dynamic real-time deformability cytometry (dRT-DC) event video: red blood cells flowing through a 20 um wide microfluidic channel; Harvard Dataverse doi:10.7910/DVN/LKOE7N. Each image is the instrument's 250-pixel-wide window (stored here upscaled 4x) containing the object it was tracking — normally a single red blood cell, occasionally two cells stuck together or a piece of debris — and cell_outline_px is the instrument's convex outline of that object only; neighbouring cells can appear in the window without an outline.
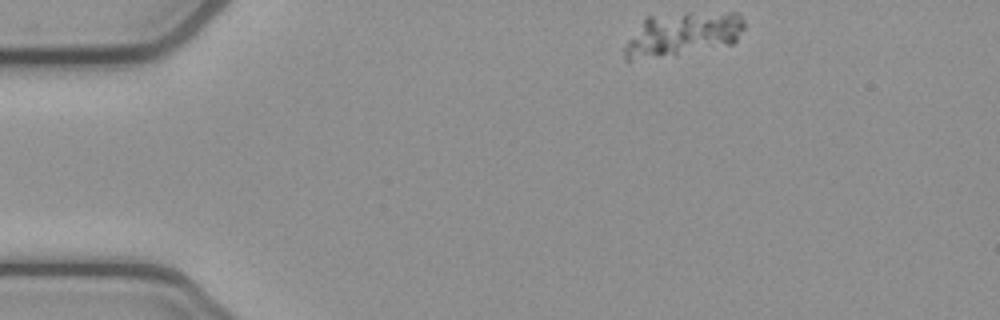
{"species": "common noctule bat (a hibernating species)", "species_latin": "Nyctalus noctula", "temperature_condition": "cold", "stored_images_in_passage": 46, "camera_frame_rate_fps": 3000, "um_per_image_px": 0.085, "animal": {"sex": "female", "body_mass_g": 21.9}, "frame": {"image": 1, "passage_image": 1, "time_ms": 0.0, "image_size_px": [1000, 320], "cell_outline_px": [[744, 28], [736, 40], [732, 44], [632, 60], [624, 60], [624, 48], [628, 40], [644, 20], [648, 16], [688, 12], [736, 12], [744, 20]], "centroid_in_image_um": [58.05, 2.85], "position_along_channel_um": 27.0, "area_um2": 29.82}}
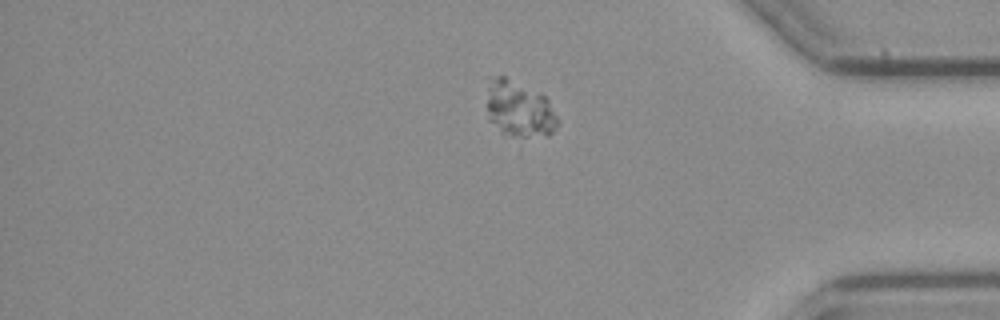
{"frame": {"image": 2, "passage_image": 37, "time_ms": 12.0, "image_size_px": [1000, 320], "cell_outline_px": [[560, 120], [556, 128], [548, 136], [512, 136], [500, 132], [488, 120], [488, 76], [504, 76], [544, 96], [548, 100]], "centroid_in_image_um": [44.13, 9.29], "position_along_channel_um": 391.1, "area_um2": 23.12}}
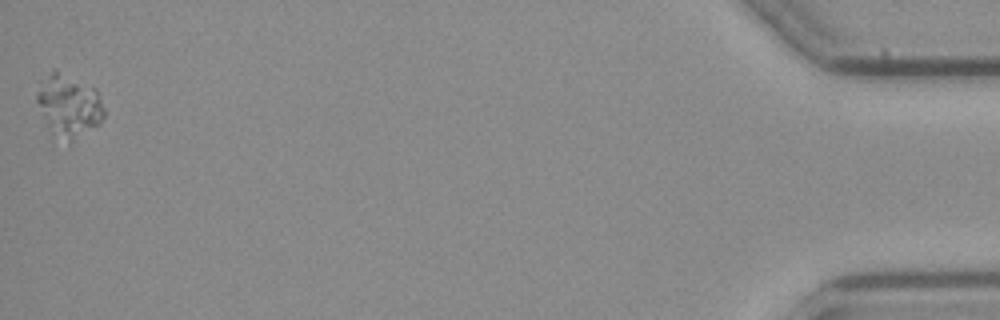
{"frame": {"image": 3, "passage_image": 46, "time_ms": 15.0, "image_size_px": [1000, 320], "cell_outline_px": [[104, 116], [100, 124], [68, 128], [64, 128], [48, 124], [36, 100], [36, 92], [40, 80], [52, 68], [56, 68], [96, 88], [104, 108]], "centroid_in_image_um": [5.83, 8.58], "position_along_channel_um": 429.4, "area_um2": 21.5}}